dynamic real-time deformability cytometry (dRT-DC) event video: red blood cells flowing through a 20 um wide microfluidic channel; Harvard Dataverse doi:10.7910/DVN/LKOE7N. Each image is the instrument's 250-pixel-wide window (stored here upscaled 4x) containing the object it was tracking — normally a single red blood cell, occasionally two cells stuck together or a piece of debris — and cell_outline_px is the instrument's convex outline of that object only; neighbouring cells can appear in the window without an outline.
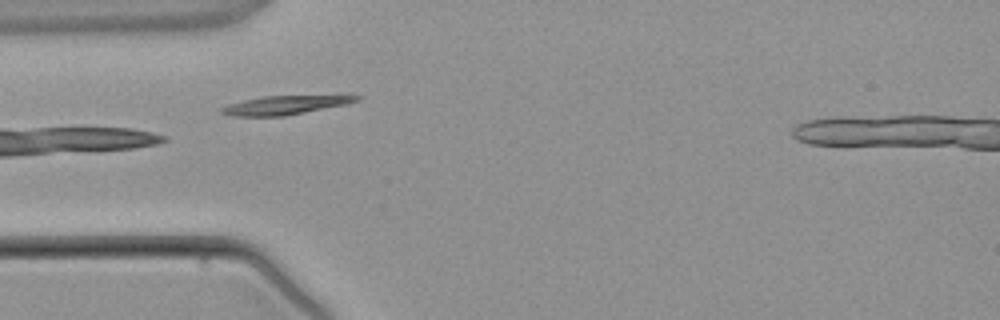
{"species": "common noctule bat (a hibernating species)", "species_latin": "Nyctalus noctula", "temperature_condition": "warm", "stored_images_in_passage": 3, "camera_frame_rate_fps": 3000, "um_per_image_px": 0.085, "animal": {"sex": "male", "body_mass_g": 21.5, "forearm_length_mm": 52.0}, "frame": {"image": 1, "passage_image": 3, "time_ms": 3.0, "image_size_px": [1000, 320], "cell_outline_px": [[364, 96], [360, 100], [344, 104], [284, 116], [232, 116], [220, 112], [220, 108], [228, 104], [244, 100], [264, 96], [340, 92], [348, 92]], "centroid_in_image_um": [24.48, 8.85], "position_along_channel_um": 60.5, "area_um2": 15.9}}